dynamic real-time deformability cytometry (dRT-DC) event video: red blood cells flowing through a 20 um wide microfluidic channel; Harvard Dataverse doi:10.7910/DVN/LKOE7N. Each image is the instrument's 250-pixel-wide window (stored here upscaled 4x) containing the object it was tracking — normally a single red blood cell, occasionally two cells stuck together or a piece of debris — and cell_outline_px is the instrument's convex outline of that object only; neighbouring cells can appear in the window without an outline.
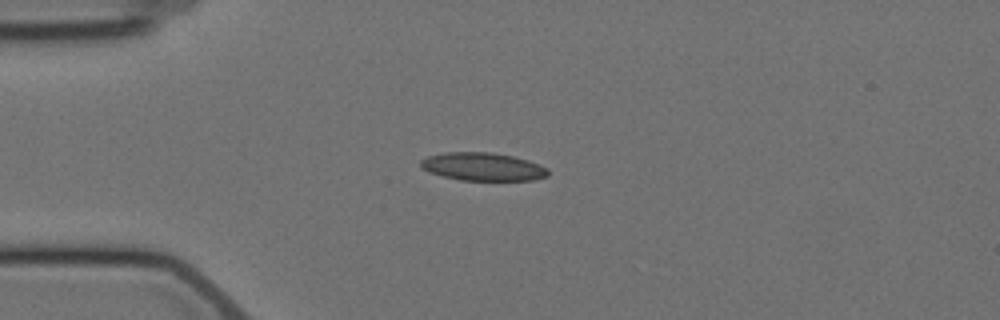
{"species": "Egyptian fruit bat (a non-hibernating species)", "species_latin": "Rousettus aegyptiacus", "temperature_condition": "cold", "stored_images_in_passage": 4, "camera_frame_rate_fps": 3000, "um_per_image_px": 0.085, "animal": {"sex": "female"}, "frame": {"image": 1, "passage_image": 4, "time_ms": 3.333, "image_size_px": [1000, 320], "cell_outline_px": [[548, 176], [536, 180], [460, 180], [428, 172], [420, 168], [420, 160], [428, 156], [444, 152], [492, 152], [512, 156], [528, 160], [540, 164], [548, 168]], "centroid_in_image_um": [41.04, 14.16], "position_along_channel_um": 44.0, "area_um2": 20.98}}